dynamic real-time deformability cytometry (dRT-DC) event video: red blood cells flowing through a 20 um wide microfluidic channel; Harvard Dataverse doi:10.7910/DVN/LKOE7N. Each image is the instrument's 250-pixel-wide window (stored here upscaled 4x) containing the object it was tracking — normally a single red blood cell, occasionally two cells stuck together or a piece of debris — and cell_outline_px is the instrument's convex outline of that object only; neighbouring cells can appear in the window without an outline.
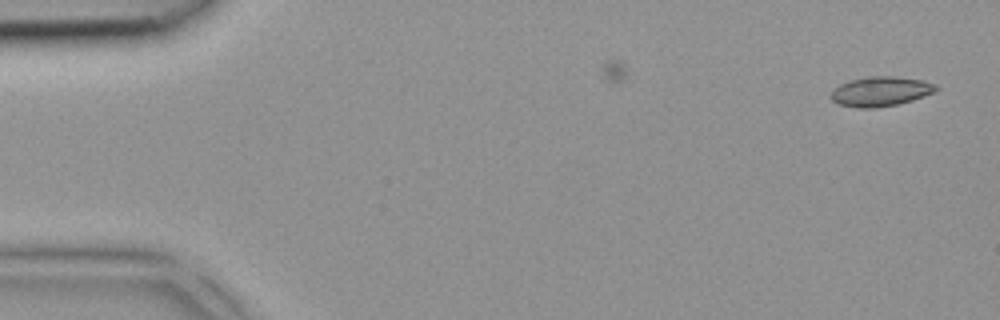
{"species": "common noctule bat (a hibernating species)", "species_latin": "Nyctalus noctula", "temperature_condition": "room temperature", "stored_images_in_passage": 4, "camera_frame_rate_fps": 3000, "um_per_image_px": 0.085, "animal": {"sex": "female", "body_mass_g": 18.4}, "frame": {"image": 1, "passage_image": 1, "time_ms": 0.0, "image_size_px": [1000, 320], "cell_outline_px": [[940, 88], [936, 92], [900, 104], [876, 108], [856, 108], [840, 104], [832, 100], [828, 96], [840, 84], [848, 80], [868, 76], [892, 76], [924, 80], [936, 84]], "centroid_in_image_um": [74.88, 7.77], "position_along_channel_um": 10.1, "area_um2": 18.44}}